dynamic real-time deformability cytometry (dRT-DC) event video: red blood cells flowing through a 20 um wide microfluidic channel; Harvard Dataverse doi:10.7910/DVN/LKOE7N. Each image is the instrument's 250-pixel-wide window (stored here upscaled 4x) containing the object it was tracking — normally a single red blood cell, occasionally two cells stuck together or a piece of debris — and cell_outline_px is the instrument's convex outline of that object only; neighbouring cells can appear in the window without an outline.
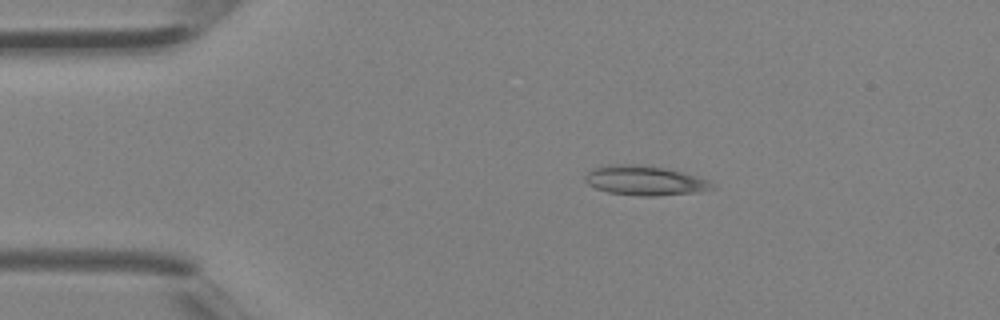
{"species": "Egyptian fruit bat (a non-hibernating species)", "species_latin": "Rousettus aegyptiacus", "temperature_condition": "room temperature", "stored_images_in_passage": 3, "camera_frame_rate_fps": 3000, "um_per_image_px": 0.085, "animal": {"sex": "female"}, "frame": {"image": 1, "passage_image": 2, "time_ms": 0.333, "image_size_px": [1000, 320], "cell_outline_px": [[716, 188], [700, 192], [656, 196], [640, 196], [608, 192], [596, 188], [588, 184], [584, 180], [584, 176], [592, 168], [616, 164], [632, 164], [664, 168], [696, 176], [708, 180]], "centroid_in_image_um": [54.8, 15.36], "position_along_channel_um": 30.2, "area_um2": 21.73}}